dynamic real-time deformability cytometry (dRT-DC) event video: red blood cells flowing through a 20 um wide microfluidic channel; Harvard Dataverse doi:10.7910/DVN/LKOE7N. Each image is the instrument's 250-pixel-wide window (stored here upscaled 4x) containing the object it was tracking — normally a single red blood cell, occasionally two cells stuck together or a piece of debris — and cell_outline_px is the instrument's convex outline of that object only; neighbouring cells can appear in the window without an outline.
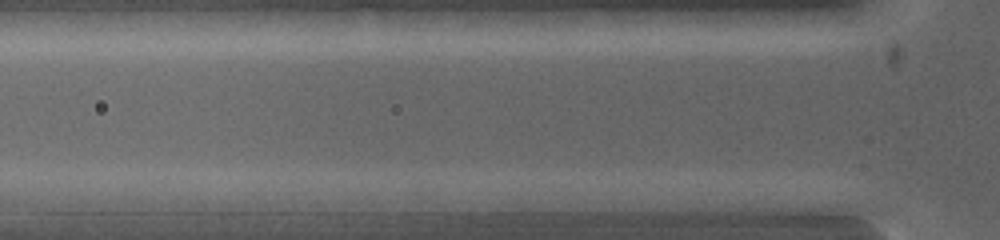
{"species": "common noctule bat (a hibernating species)", "species_latin": "Nyctalus noctula", "temperature_condition": "warm", "stored_images_in_passage": 5, "camera_frame_rate_fps": 5000, "um_per_image_px": 0.085, "animal": {"sex": "female", "body_mass_g": 19.0, "forearm_length_mm": 53.3}, "frame": {"image": 1, "passage_image": 4, "time_ms": 1.8, "image_size_px": [1000, 240], "cell_outline_px": [[480, 200], [472, 212], [468, 216], [408, 212], [412, 192], [480, 192]], "centroid_in_image_um": [37.77, 17.24], "position_along_channel_um": 88.0, "area_um2": 10.69}}